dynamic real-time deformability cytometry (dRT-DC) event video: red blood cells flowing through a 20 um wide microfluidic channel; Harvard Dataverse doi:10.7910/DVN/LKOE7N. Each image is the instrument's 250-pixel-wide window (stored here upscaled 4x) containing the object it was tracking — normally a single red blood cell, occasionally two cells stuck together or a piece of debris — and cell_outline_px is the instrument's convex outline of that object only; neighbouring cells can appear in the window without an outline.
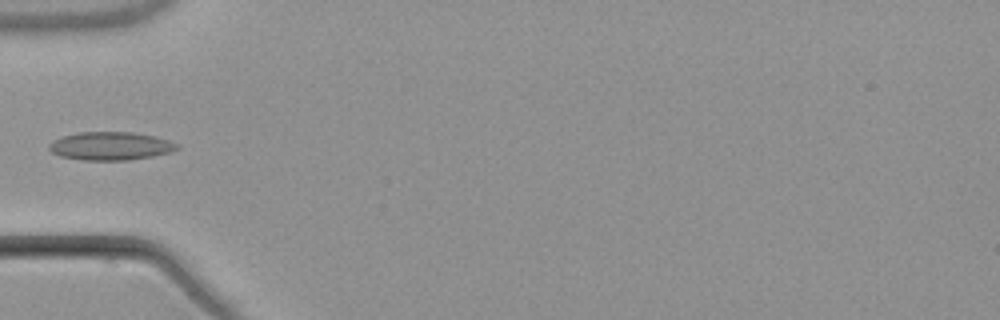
{"species": "common noctule bat (a hibernating species)", "species_latin": "Nyctalus noctula", "temperature_condition": "warm", "stored_images_in_passage": 4, "camera_frame_rate_fps": 3000, "um_per_image_px": 0.085, "animal": {"sex": "male", "body_mass_g": 21.5, "forearm_length_mm": 52.0}, "frame": {"image": 1, "passage_image": 4, "time_ms": 3.667, "image_size_px": [1000, 320], "cell_outline_px": [[180, 148], [172, 152], [152, 156], [128, 160], [84, 160], [60, 156], [52, 152], [48, 148], [48, 144], [52, 140], [64, 136], [80, 132], [132, 132], [152, 136], [168, 140], [180, 144]], "centroid_in_image_um": [9.41, 12.41], "position_along_channel_um": 75.6, "area_um2": 21.04}}